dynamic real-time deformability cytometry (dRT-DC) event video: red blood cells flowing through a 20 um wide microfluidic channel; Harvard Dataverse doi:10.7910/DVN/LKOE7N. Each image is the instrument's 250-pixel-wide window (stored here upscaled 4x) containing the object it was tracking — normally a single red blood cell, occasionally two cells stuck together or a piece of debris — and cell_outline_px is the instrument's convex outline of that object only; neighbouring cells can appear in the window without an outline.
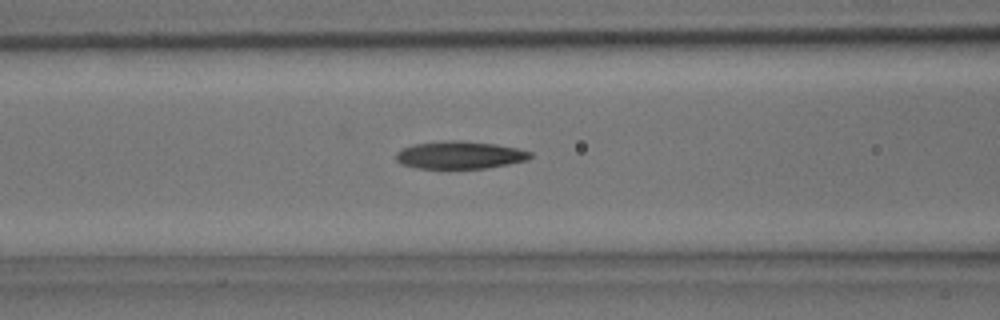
{"species": "common noctule bat (a hibernating species)", "species_latin": "Nyctalus noctula", "temperature_condition": "room temperature", "stored_images_in_passage": 29, "camera_frame_rate_fps": 3000, "um_per_image_px": 0.085, "animal": {"sex": "male", "body_mass_g": 15.6}, "frame": {"image": 1, "passage_image": 13, "time_ms": 4.0, "image_size_px": [1000, 320], "cell_outline_px": [[532, 156], [528, 160], [508, 164], [484, 168], [416, 168], [400, 164], [396, 160], [396, 152], [412, 144], [452, 140], [460, 140], [496, 144], [516, 148], [532, 152]], "centroid_in_image_um": [39.07, 13.17], "position_along_channel_um": 127.5, "area_um2": 21.56}}
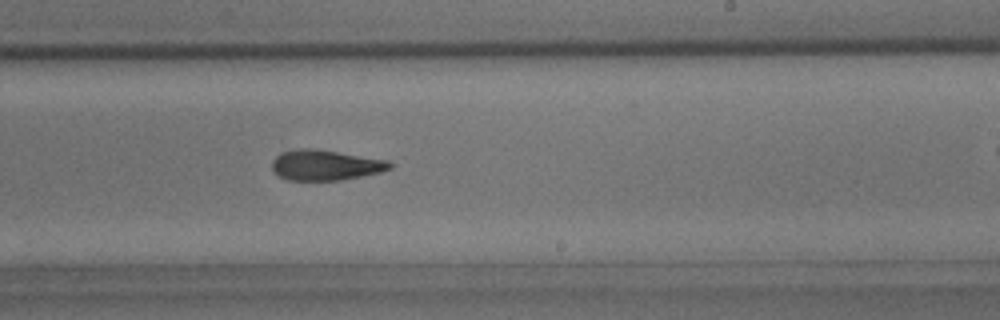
{"frame": {"image": 2, "passage_image": 21, "time_ms": 6.667, "image_size_px": [1000, 320], "cell_outline_px": [[392, 168], [380, 172], [340, 180], [288, 180], [272, 172], [272, 160], [280, 152], [300, 148], [312, 148], [388, 160], [392, 164]], "centroid_in_image_um": [27.62, 14.03], "position_along_channel_um": 261.4, "area_um2": 20.81}}